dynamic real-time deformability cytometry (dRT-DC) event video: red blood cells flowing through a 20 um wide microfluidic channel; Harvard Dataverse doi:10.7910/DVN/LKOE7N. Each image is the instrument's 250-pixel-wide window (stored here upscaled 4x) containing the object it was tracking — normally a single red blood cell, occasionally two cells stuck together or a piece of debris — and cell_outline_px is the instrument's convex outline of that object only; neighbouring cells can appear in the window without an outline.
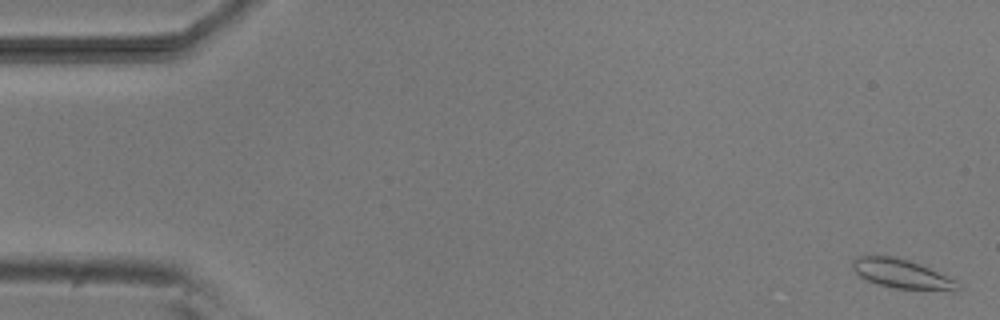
{"species": "common noctule bat (a hibernating species)", "species_latin": "Nyctalus noctula", "temperature_condition": "room temperature", "stored_images_in_passage": 4, "camera_frame_rate_fps": 3000, "um_per_image_px": 0.085, "animal": {"sex": "male", "body_mass_g": 20.5, "forearm_length_mm": 52.5}, "frame": {"image": 1, "passage_image": 1, "time_ms": 0.0, "image_size_px": [1000, 320], "cell_outline_px": [[960, 288], [956, 292], [896, 288], [880, 284], [868, 280], [860, 276], [852, 268], [852, 260], [856, 256], [896, 256], [920, 264], [956, 280], [960, 284]], "centroid_in_image_um": [76.71, 23.29], "position_along_channel_um": 8.3, "area_um2": 17.98}}